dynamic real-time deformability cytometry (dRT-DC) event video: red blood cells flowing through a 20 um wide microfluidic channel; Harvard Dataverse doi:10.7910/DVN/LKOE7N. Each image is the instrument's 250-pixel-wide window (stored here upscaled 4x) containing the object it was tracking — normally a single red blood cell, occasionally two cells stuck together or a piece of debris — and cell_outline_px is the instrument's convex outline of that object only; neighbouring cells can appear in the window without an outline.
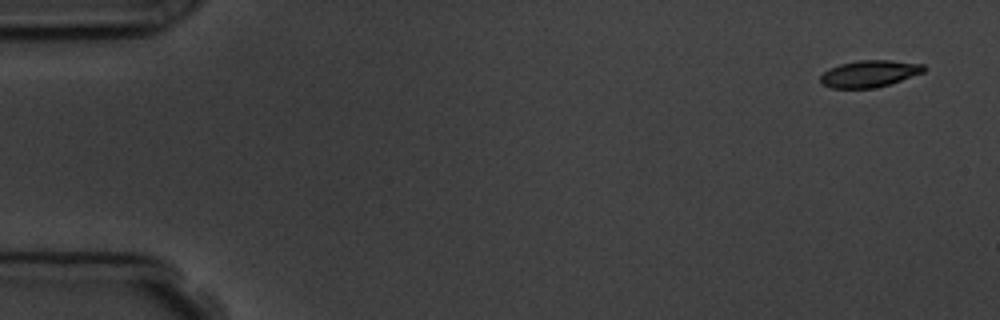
{"species": "common noctule bat (a hibernating species)", "species_latin": "Nyctalus noctula", "temperature_condition": "room temperature", "stored_images_in_passage": 5, "camera_frame_rate_fps": 3000, "um_per_image_px": 0.085, "animal": {"sex": "male", "body_mass_g": 19.5, "forearm_length_mm": 54.6}, "frame": {"image": 1, "passage_image": 1, "time_ms": 0.0, "image_size_px": [1000, 320], "cell_outline_px": [[928, 68], [924, 72], [876, 88], [832, 88], [820, 84], [820, 76], [828, 68], [840, 64], [860, 60], [888, 60], [924, 64]], "centroid_in_image_um": [73.88, 6.26], "position_along_channel_um": 11.1, "area_um2": 16.18}}
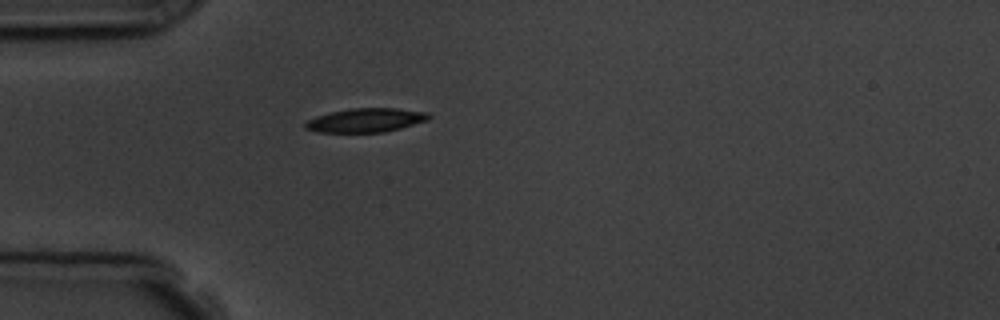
{"frame": {"image": 2, "passage_image": 5, "time_ms": 4.333, "image_size_px": [1000, 320], "cell_outline_px": [[432, 116], [428, 120], [400, 128], [384, 132], [316, 132], [304, 128], [304, 124], [308, 120], [316, 116], [332, 112], [352, 108], [396, 108], [428, 112]], "centroid_in_image_um": [31.1, 10.21], "position_along_channel_um": 53.9, "area_um2": 17.17}}